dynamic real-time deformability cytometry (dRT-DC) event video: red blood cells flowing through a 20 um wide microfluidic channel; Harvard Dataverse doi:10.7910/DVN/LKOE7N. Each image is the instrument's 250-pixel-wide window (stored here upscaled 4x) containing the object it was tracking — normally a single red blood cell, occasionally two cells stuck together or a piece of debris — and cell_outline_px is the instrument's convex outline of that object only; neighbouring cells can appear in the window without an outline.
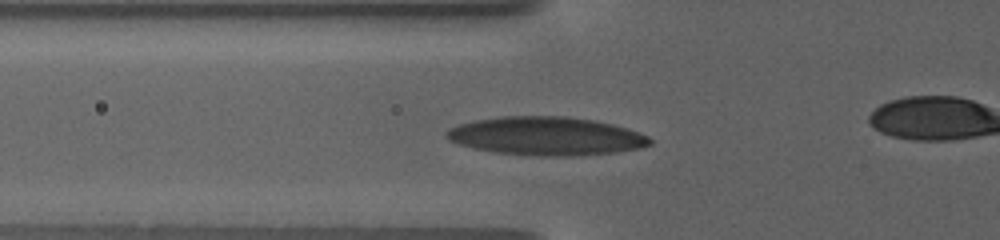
{"species": "human", "species_latin": "Homo sapiens", "temperature_condition": "warm", "stored_images_in_passage": 31, "camera_frame_rate_fps": 3000, "um_per_image_px": 0.085, "donor": {"sex": "female"}, "frame": {"image": 1, "passage_image": 6, "time_ms": 2.667, "image_size_px": [1000, 240], "cell_outline_px": [[652, 144], [640, 148], [616, 152], [580, 156], [536, 156], [496, 152], [472, 148], [448, 140], [444, 136], [444, 132], [448, 128], [460, 124], [476, 120], [500, 116], [568, 116], [596, 120], [628, 128], [648, 136], [652, 140]], "centroid_in_image_um": [46.43, 11.57], "position_along_channel_um": 79.4, "area_um2": 45.95}}
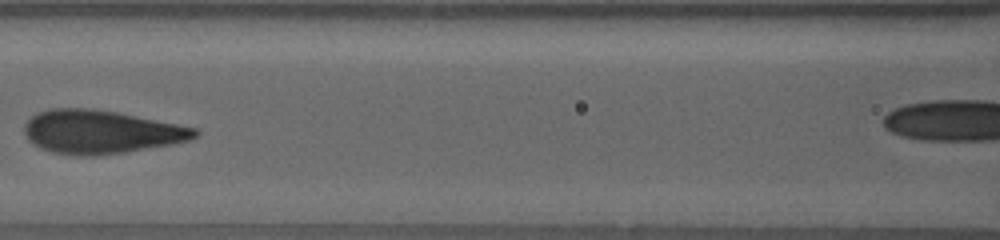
{"frame": {"image": 2, "passage_image": 11, "time_ms": 5.333, "image_size_px": [1000, 240], "cell_outline_px": [[200, 132], [196, 136], [188, 140], [172, 144], [124, 152], [92, 156], [80, 156], [52, 152], [40, 148], [32, 144], [28, 140], [24, 132], [24, 124], [36, 112], [48, 108], [88, 108], [116, 112], [196, 128]], "centroid_in_image_um": [8.51, 11.21], "position_along_channel_um": 158.1, "area_um2": 43.0}}
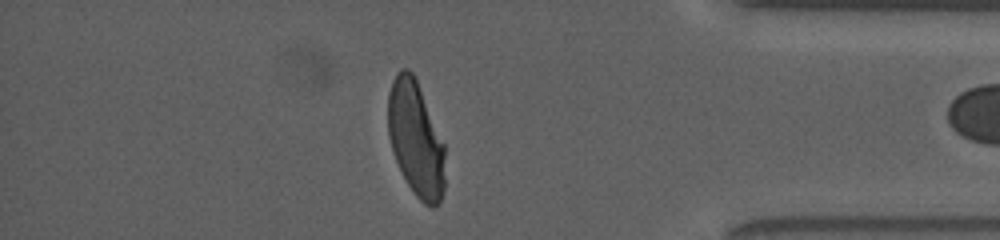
{"frame": {"image": 3, "passage_image": 30, "time_ms": 14.333, "image_size_px": [1000, 240], "cell_outline_px": [[444, 188], [440, 204], [432, 208], [424, 204], [416, 196], [408, 184], [392, 152], [388, 136], [388, 92], [392, 80], [396, 72], [400, 68], [408, 68], [412, 72], [416, 80], [444, 144]], "centroid_in_image_um": [35.32, 11.81], "position_along_channel_um": 399.9, "area_um2": 38.09}}